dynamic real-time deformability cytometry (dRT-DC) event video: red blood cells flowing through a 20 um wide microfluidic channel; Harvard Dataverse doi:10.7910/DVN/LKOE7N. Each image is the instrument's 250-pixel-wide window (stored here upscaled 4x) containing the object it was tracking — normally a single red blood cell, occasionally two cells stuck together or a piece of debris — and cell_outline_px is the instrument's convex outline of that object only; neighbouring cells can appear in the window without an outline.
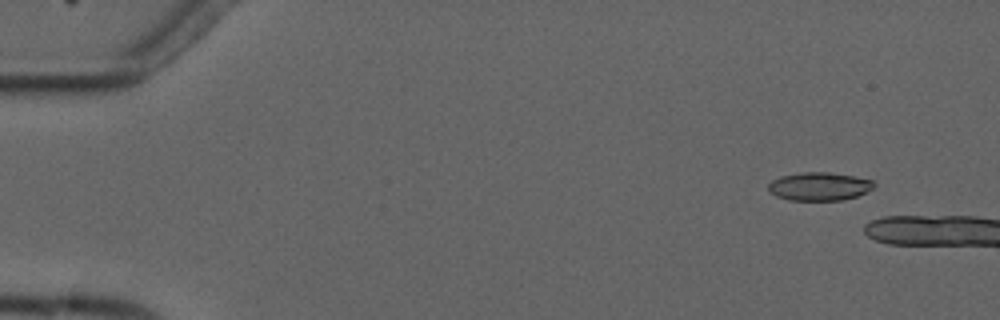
{"species": "common noctule bat (a hibernating species)", "species_latin": "Nyctalus noctula", "temperature_condition": "cold", "stored_images_in_passage": 5, "camera_frame_rate_fps": 3000, "um_per_image_px": 0.085, "animal": {"sex": "male", "forearm_length_mm": 52.5}, "frame": {"image": 1, "passage_image": 2, "time_ms": 1.0, "image_size_px": [1000, 320], "cell_outline_px": [[876, 184], [872, 188], [856, 196], [844, 200], [788, 200], [776, 196], [768, 192], [768, 184], [772, 180], [780, 176], [804, 172], [828, 172], [852, 176], [872, 180]], "centroid_in_image_um": [69.59, 15.85], "position_along_channel_um": 15.4, "area_um2": 17.34}}